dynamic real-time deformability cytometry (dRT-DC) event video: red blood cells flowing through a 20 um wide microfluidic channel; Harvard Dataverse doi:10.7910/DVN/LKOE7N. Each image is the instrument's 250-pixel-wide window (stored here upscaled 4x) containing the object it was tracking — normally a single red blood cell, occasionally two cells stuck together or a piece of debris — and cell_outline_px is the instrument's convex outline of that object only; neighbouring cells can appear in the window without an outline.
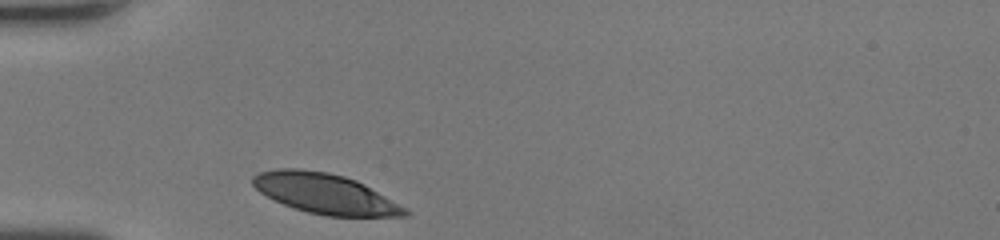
{"species": "human", "species_latin": "Homo sapiens", "temperature_condition": "room temperature", "stored_images_in_passage": 26, "camera_frame_rate_fps": 3000, "um_per_image_px": 0.085, "donor": {"sex": "female"}, "frame": {"image": 1, "passage_image": 1, "time_ms": 0.0, "image_size_px": [1000, 240], "cell_outline_px": [[412, 212], [408, 216], [324, 216], [308, 212], [284, 204], [260, 192], [252, 184], [252, 176], [260, 172], [276, 168], [300, 168], [328, 172], [344, 176], [356, 180], [364, 184]], "centroid_in_image_um": [27.62, 16.45], "position_along_channel_um": 57.4, "area_um2": 35.32}}
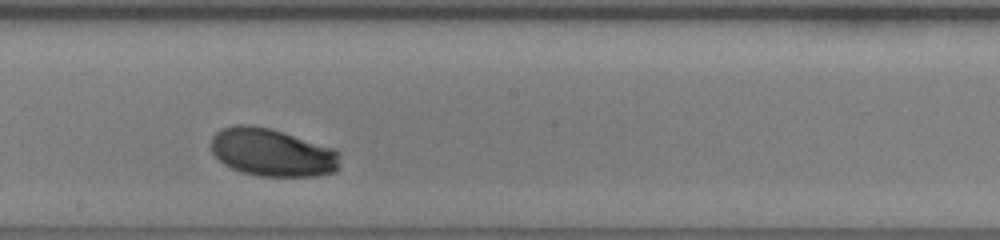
{"frame": {"image": 2, "passage_image": 14, "time_ms": 4.333, "image_size_px": [1000, 240], "cell_outline_px": [[340, 168], [336, 172], [316, 176], [260, 176], [240, 172], [224, 164], [212, 152], [212, 136], [220, 128], [236, 124], [252, 124], [272, 128], [332, 148], [340, 152]], "centroid_in_image_um": [23.15, 12.95], "position_along_channel_um": 225.1, "area_um2": 36.3}}
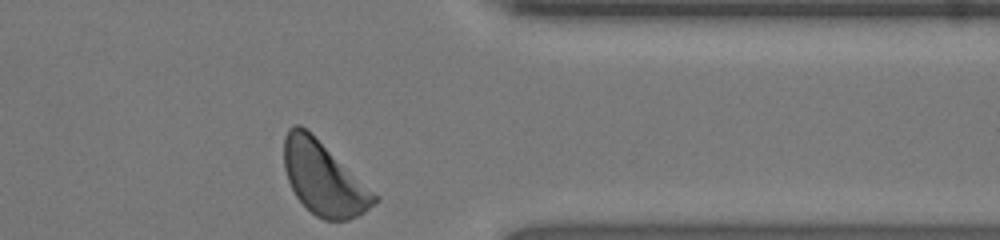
{"frame": {"image": 3, "passage_image": 26, "time_ms": 8.333, "image_size_px": [1000, 240], "cell_outline_px": [[380, 200], [376, 204], [364, 212], [348, 220], [324, 220], [316, 216], [296, 196], [288, 180], [284, 168], [284, 136], [288, 128], [292, 124], [300, 124], [380, 196]], "centroid_in_image_um": [27.52, 15.18], "position_along_channel_um": 383.9, "area_um2": 38.15}, "authors_computed_cell_mechanics": {"area_um2": 36.2117, "velocity_mm_per_s": 4.1443, "shape_relaxation_time_tau1_ms": 1.7425, "shape_relaxation_time_tau2_ms": null, "deformation_change_tau1": 0.1091, "deformation_change_tau2": null}}